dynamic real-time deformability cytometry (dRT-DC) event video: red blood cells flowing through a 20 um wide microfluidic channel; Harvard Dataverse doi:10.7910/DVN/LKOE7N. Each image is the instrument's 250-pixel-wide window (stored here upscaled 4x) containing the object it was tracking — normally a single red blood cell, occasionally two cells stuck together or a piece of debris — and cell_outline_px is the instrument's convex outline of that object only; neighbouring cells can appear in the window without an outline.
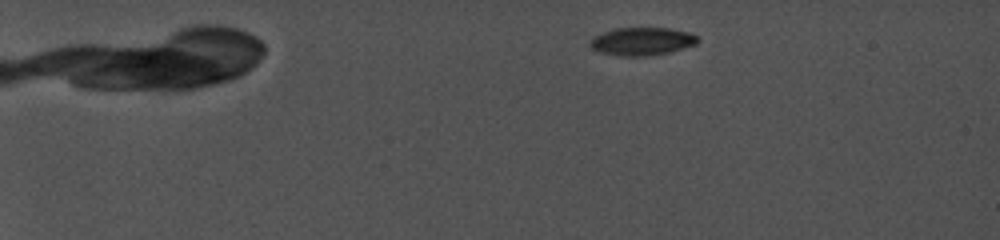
{"species": "common noctule bat (a hibernating species)", "species_latin": "Nyctalus noctula", "temperature_condition": "cold", "stored_images_in_passage": 42, "camera_frame_rate_fps": 5000, "um_per_image_px": 0.085, "animal": {"sex": "female", "body_mass_g": 19.0, "forearm_length_mm": 56.7}, "frame": {"image": 1, "passage_image": 7, "time_ms": 4.4, "image_size_px": [1000, 240], "cell_outline_px": [[700, 40], [696, 44], [668, 52], [644, 56], [620, 56], [600, 52], [592, 48], [588, 44], [588, 40], [604, 32], [616, 28], [668, 28], [688, 32], [696, 36]], "centroid_in_image_um": [54.54, 3.51], "position_along_channel_um": 30.5, "area_um2": 17.34}}
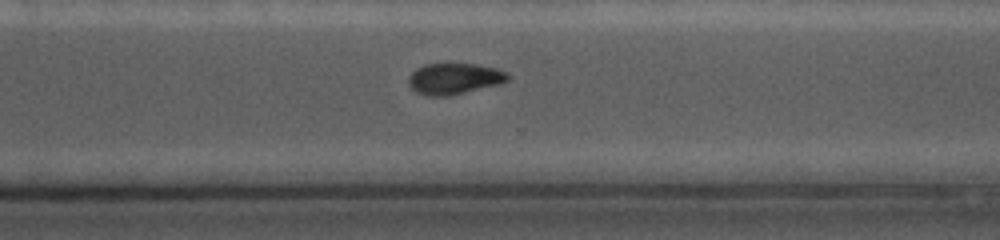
{"frame": {"image": 2, "passage_image": 35, "time_ms": 16.2, "image_size_px": [1000, 240], "cell_outline_px": [[508, 80], [500, 84], [448, 96], [428, 96], [416, 92], [408, 84], [408, 76], [416, 68], [424, 64], [476, 64], [496, 68], [504, 72], [508, 76]], "centroid_in_image_um": [38.57, 6.69], "position_along_channel_um": 332.0, "area_um2": 17.92}}
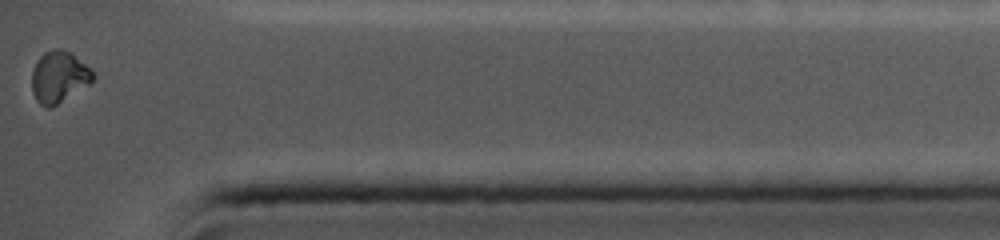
{"frame": {"image": 3, "passage_image": 42, "time_ms": 18.8, "image_size_px": [1000, 240], "cell_outline_px": [[96, 76], [88, 84], [56, 104], [48, 108], [40, 104], [36, 100], [32, 92], [32, 72], [36, 60], [44, 52], [56, 48], [60, 48], [68, 52], [92, 68]], "centroid_in_image_um": [4.99, 6.52], "position_along_channel_um": 430.2, "area_um2": 18.09}, "authors_computed_cell_mechanics": {"area_um2": 18.1203, "velocity_mm_per_s": 3.9196, "shape_relaxation_time_tau1_ms": null, "shape_relaxation_time_tau2_ms": 4.043, "deformation_change_tau1": null, "deformation_change_tau2": 0.046}}